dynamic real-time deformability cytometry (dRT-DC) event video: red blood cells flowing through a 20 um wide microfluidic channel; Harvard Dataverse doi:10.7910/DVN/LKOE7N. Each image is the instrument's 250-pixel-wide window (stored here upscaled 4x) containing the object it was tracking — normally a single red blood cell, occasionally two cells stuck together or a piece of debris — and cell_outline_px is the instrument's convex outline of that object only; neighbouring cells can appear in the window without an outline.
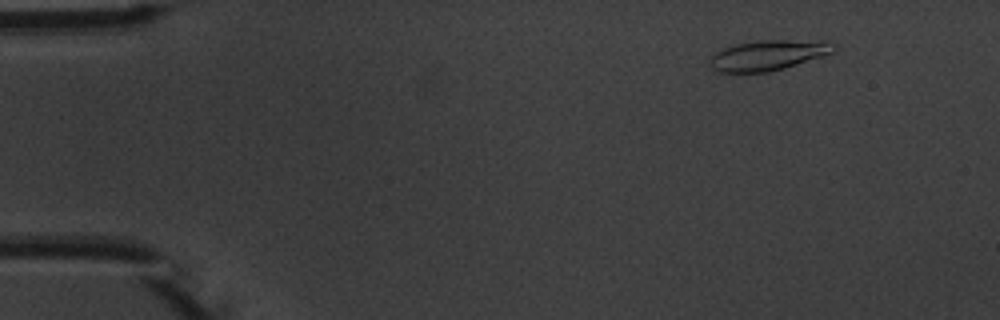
{"species": "common noctule bat (a hibernating species)", "species_latin": "Nyctalus noctula", "temperature_condition": "warm", "stored_images_in_passage": 4, "camera_frame_rate_fps": 3000, "um_per_image_px": 0.085, "animal": {"sex": "male", "body_mass_g": 20.1, "forearm_length_mm": 53.5}, "frame": {"image": 1, "passage_image": 2, "time_ms": 1.0, "image_size_px": [1000, 320], "cell_outline_px": [[836, 48], [832, 52], [784, 68], [768, 72], [716, 72], [712, 68], [712, 52], [736, 44], [756, 40], [828, 40]], "centroid_in_image_um": [65.27, 4.67], "position_along_channel_um": 19.7, "area_um2": 21.68}}